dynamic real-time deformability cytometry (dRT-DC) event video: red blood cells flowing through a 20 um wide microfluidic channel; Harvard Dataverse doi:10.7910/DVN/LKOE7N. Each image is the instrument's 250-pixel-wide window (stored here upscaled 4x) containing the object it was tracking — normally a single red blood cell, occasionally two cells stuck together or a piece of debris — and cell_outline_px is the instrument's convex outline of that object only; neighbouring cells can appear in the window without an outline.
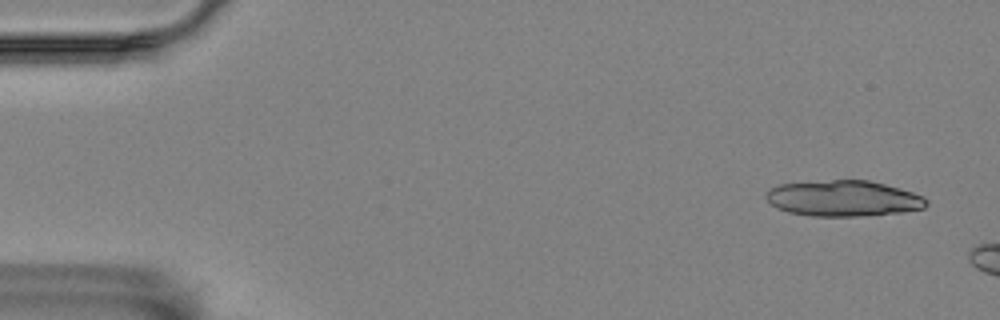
{"species": "Egyptian fruit bat (a non-hibernating species)", "species_latin": "Rousettus aegyptiacus", "temperature_condition": "room temperature", "stored_images_in_passage": 3, "camera_frame_rate_fps": 3000, "um_per_image_px": 0.085, "animal": {"sex": "female"}, "frame": {"image": 1, "passage_image": 1, "time_ms": 0.0, "image_size_px": [1000, 320], "cell_outline_px": [[928, 204], [924, 208], [900, 212], [860, 216], [812, 216], [788, 212], [776, 208], [764, 196], [772, 188], [780, 184], [832, 180], [868, 180], [900, 188], [924, 196], [928, 200]], "centroid_in_image_um": [71.71, 16.87], "position_along_channel_um": 13.3, "area_um2": 33.35}}